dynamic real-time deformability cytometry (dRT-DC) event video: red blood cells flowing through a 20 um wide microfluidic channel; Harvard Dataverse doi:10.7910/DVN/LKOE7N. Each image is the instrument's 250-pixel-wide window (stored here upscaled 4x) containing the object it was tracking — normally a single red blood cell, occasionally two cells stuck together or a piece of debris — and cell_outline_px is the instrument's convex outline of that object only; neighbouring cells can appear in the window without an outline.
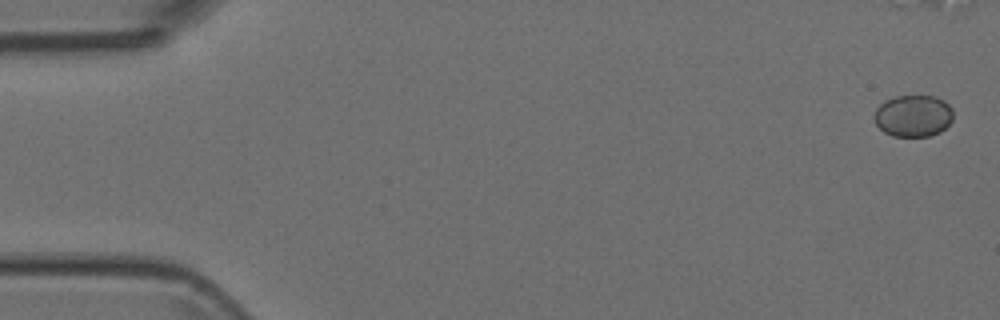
{"species": "Egyptian fruit bat (a non-hibernating species)", "species_latin": "Rousettus aegyptiacus", "temperature_condition": "room temperature", "stored_images_in_passage": 5, "camera_frame_rate_fps": 3000, "um_per_image_px": 0.085, "animal": {"sex": "female"}, "frame": {"image": 1, "passage_image": 1, "time_ms": 0.0, "image_size_px": [1000, 320], "cell_outline_px": [[952, 120], [940, 132], [928, 136], [892, 136], [884, 132], [876, 124], [876, 108], [884, 100], [896, 96], [936, 96], [944, 100], [952, 108]], "centroid_in_image_um": [77.64, 9.84], "position_along_channel_um": 7.4, "area_um2": 19.13}}